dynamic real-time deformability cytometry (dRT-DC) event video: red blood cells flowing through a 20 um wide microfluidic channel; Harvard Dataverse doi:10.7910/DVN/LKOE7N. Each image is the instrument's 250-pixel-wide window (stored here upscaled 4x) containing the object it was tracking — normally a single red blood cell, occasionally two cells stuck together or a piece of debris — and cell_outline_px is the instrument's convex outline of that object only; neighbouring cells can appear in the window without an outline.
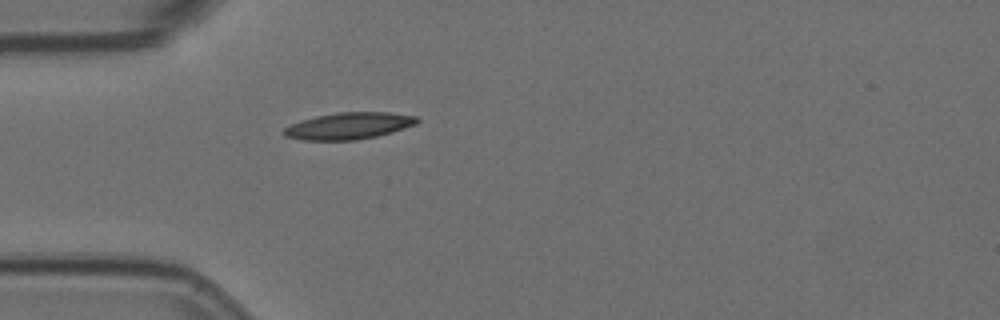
{"species": "Egyptian fruit bat (a non-hibernating species)", "species_latin": "Rousettus aegyptiacus", "temperature_condition": "room temperature", "stored_images_in_passage": 1, "camera_frame_rate_fps": 3000, "um_per_image_px": 0.085, "animal": {"sex": "female"}, "frame": {"image": 1, "passage_image": 1, "time_ms": 0.0, "image_size_px": [1000, 320], "cell_outline_px": [[420, 120], [416, 124], [392, 132], [376, 136], [356, 140], [304, 140], [284, 136], [280, 132], [284, 128], [300, 120], [316, 116], [336, 112], [388, 112], [416, 116]], "centroid_in_image_um": [29.62, 10.69], "position_along_channel_um": 55.4, "area_um2": 20.81}}